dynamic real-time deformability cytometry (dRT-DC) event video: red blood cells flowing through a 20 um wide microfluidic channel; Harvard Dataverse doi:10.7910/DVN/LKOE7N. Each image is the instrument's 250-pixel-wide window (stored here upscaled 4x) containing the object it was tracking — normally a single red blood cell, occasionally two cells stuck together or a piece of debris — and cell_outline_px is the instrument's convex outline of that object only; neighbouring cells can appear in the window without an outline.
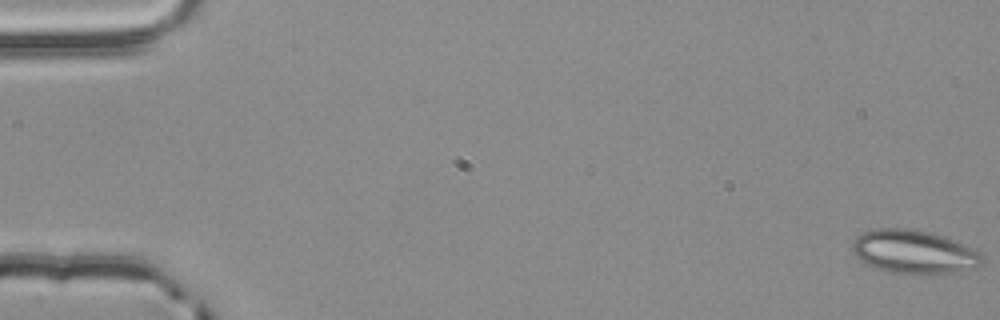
{"species": "common noctule bat (a hibernating species)", "species_latin": "Nyctalus noctula", "temperature_condition": "room temperature", "stored_images_in_passage": 4, "camera_frame_rate_fps": 3000, "um_per_image_px": 0.085, "animal": {"sex": "male", "body_mass_g": 20.4}, "frame": {"image": 1, "passage_image": 1, "time_ms": 0.0, "image_size_px": [1000, 320], "cell_outline_px": [[984, 264], [976, 268], [952, 272], [892, 272], [876, 268], [860, 260], [852, 252], [852, 240], [856, 236], [864, 232], [876, 228], [908, 228], [928, 232], [952, 240], [980, 252], [984, 256]], "centroid_in_image_um": [77.66, 21.38], "position_along_channel_um": 7.3, "area_um2": 32.31}}